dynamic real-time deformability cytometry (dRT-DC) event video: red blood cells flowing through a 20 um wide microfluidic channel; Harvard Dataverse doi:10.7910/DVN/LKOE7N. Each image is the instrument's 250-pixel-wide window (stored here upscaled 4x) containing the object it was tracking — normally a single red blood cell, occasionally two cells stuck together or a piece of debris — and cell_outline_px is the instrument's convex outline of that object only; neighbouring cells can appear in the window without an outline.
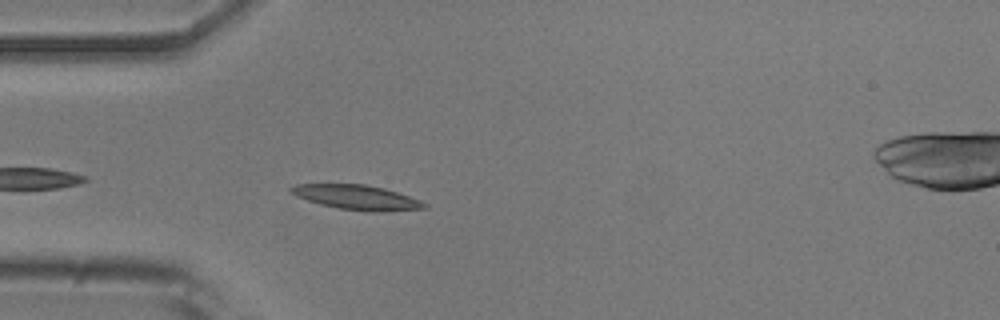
{"species": "common noctule bat (a hibernating species)", "species_latin": "Nyctalus noctula", "temperature_condition": "room temperature", "stored_images_in_passage": 31, "camera_frame_rate_fps": 3000, "um_per_image_px": 0.085, "animal": {"sex": "male", "body_mass_g": 20.5, "forearm_length_mm": 52.5}, "frame": {"image": 1, "passage_image": 3, "time_ms": 0.667, "image_size_px": [1000, 320], "cell_outline_px": [[428, 208], [376, 212], [368, 212], [340, 208], [320, 204], [296, 196], [288, 192], [288, 188], [296, 184], [364, 184], [384, 188], [420, 200], [428, 204]], "centroid_in_image_um": [30.32, 16.77], "position_along_channel_um": 54.7, "area_um2": 19.13}}
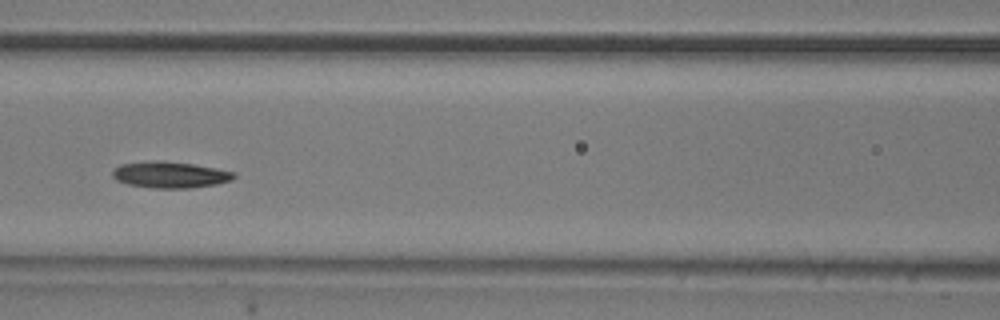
{"frame": {"image": 2, "passage_image": 11, "time_ms": 3.333, "image_size_px": [1000, 320], "cell_outline_px": [[236, 176], [232, 180], [216, 184], [192, 188], [152, 188], [128, 184], [116, 180], [112, 176], [112, 172], [120, 164], [152, 160], [164, 160], [192, 164], [216, 168], [236, 172]], "centroid_in_image_um": [14.47, 14.85], "position_along_channel_um": 152.1, "area_um2": 18.79}}
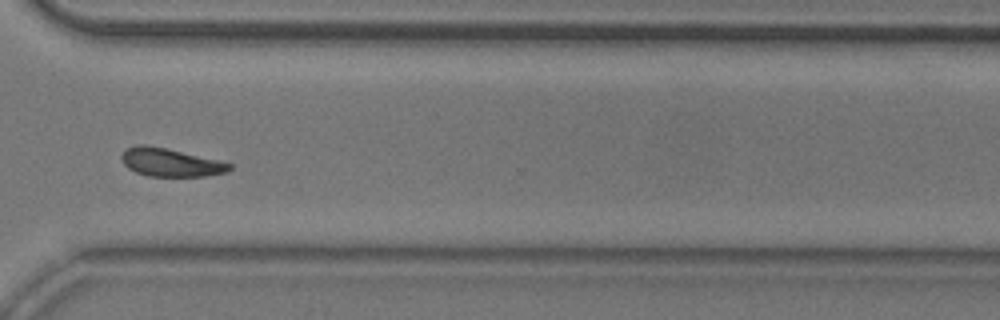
{"frame": {"image": 3, "passage_image": 27, "time_ms": 8.667, "image_size_px": [1000, 320], "cell_outline_px": [[232, 168], [228, 172], [208, 176], [148, 176], [136, 172], [128, 168], [124, 164], [120, 156], [128, 148], [136, 144], [144, 144], [164, 148], [216, 160], [232, 164]], "centroid_in_image_um": [14.48, 13.82], "position_along_channel_um": 356.1, "area_um2": 17.46}, "authors_computed_cell_mechanics": {"area_um2": 18.0336, "velocity_mm_per_s": 3.8374, "shape_relaxation_time_tau1_ms": 3.4903, "shape_relaxation_time_tau2_ms": null, "deformation_change_tau1": 0.1167, "deformation_change_tau2": null}}